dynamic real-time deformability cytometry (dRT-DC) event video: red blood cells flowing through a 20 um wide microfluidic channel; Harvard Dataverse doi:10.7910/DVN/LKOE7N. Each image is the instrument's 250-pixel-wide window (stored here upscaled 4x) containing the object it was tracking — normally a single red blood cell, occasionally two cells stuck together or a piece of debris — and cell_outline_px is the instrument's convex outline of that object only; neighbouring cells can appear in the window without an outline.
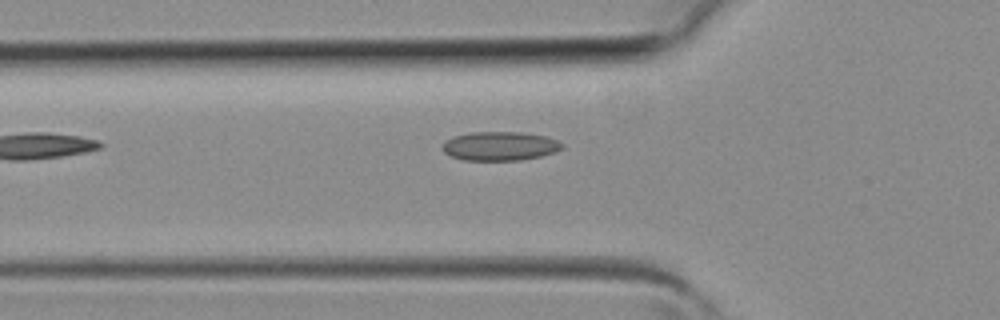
{"species": "common noctule bat (a hibernating species)", "species_latin": "Nyctalus noctula", "temperature_condition": "room temperature", "stored_images_in_passage": 3, "camera_frame_rate_fps": 3000, "um_per_image_px": 0.085, "animal": {"sex": "female", "body_mass_g": 19.3, "forearm_length_mm": 54.1}, "frame": {"image": 1, "passage_image": 3, "time_ms": 0.667, "image_size_px": [1000, 320], "cell_outline_px": [[564, 148], [556, 152], [540, 156], [520, 160], [464, 160], [452, 156], [444, 152], [440, 148], [444, 140], [452, 136], [472, 132], [520, 132], [544, 136], [556, 140], [564, 144]], "centroid_in_image_um": [42.46, 12.41], "position_along_channel_um": 83.3, "area_um2": 20.29}}